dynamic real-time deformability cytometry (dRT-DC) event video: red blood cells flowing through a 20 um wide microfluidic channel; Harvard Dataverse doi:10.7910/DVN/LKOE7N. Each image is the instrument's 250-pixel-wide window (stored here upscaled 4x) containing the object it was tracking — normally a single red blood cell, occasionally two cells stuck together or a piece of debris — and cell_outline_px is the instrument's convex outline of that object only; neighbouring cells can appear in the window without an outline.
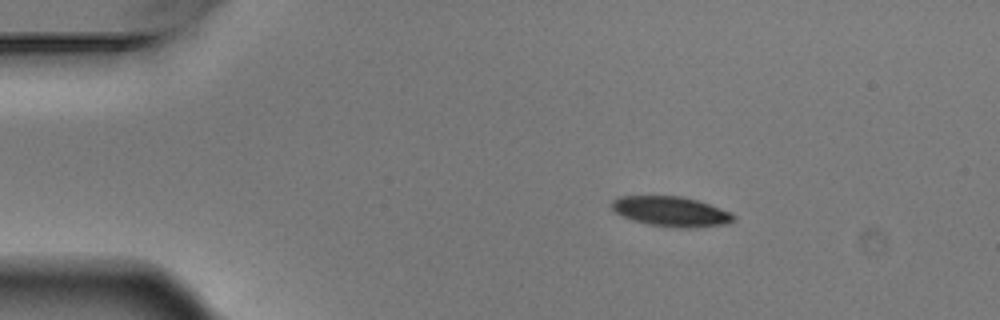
{"species": "Egyptian fruit bat (a non-hibernating species)", "species_latin": "Rousettus aegyptiacus", "temperature_condition": "warm", "stored_images_in_passage": 4, "camera_frame_rate_fps": 3000, "um_per_image_px": 0.085, "animal": {"sex": "male"}, "frame": {"image": 1, "passage_image": 1, "time_ms": 0.0, "image_size_px": [1000, 320], "cell_outline_px": [[736, 220], [724, 224], [692, 228], [672, 228], [648, 224], [624, 216], [616, 212], [612, 208], [612, 200], [620, 196], [680, 196], [696, 200], [732, 212], [736, 216]], "centroid_in_image_um": [57.08, 17.98], "position_along_channel_um": 27.9, "area_um2": 21.15}}
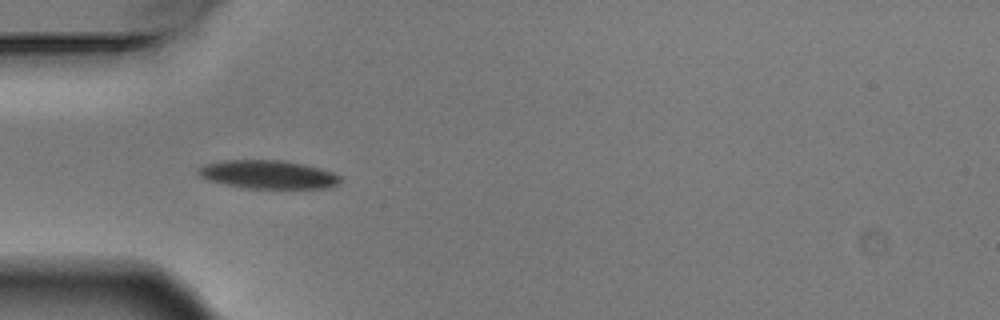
{"frame": {"image": 2, "passage_image": 3, "time_ms": 0.667, "image_size_px": [1000, 320], "cell_outline_px": [[340, 180], [336, 184], [324, 188], [248, 188], [208, 180], [200, 176], [196, 172], [196, 168], [204, 164], [224, 160], [280, 160], [304, 164], [320, 168], [332, 172], [340, 176]], "centroid_in_image_um": [22.74, 14.82], "position_along_channel_um": 62.3, "area_um2": 23.29}}
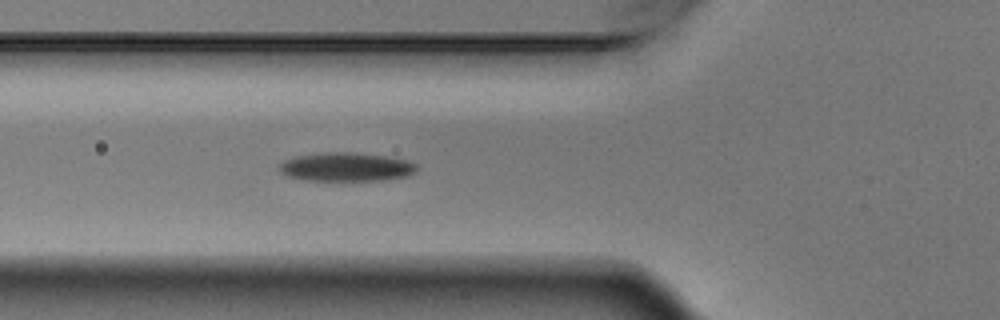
{"frame": {"image": 3, "passage_image": 4, "time_ms": 1.0, "image_size_px": [1000, 320], "cell_outline_px": [[420, 168], [416, 172], [408, 176], [384, 180], [304, 180], [284, 176], [276, 168], [284, 160], [296, 156], [324, 152], [356, 152], [388, 156], [408, 160], [416, 164]], "centroid_in_image_um": [29.43, 14.18], "position_along_channel_um": 96.4, "area_um2": 23.47}}